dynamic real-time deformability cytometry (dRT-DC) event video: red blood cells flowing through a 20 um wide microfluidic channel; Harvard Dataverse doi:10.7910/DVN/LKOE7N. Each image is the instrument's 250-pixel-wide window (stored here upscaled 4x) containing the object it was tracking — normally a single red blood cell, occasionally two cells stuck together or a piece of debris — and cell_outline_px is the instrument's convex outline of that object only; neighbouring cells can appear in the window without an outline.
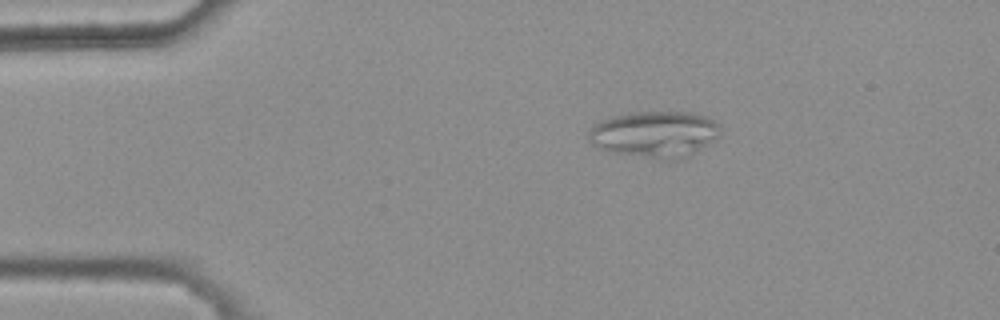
{"species": "common noctule bat (a hibernating species)", "species_latin": "Nyctalus noctula", "temperature_condition": "warm", "stored_images_in_passage": 3, "camera_frame_rate_fps": 3000, "um_per_image_px": 0.085, "animal": {"sex": "female", "body_mass_g": 25.1}, "frame": {"image": 1, "passage_image": 1, "time_ms": 0.0, "image_size_px": [1000, 320], "cell_outline_px": [[720, 136], [688, 156], [676, 160], [660, 160], [612, 152], [600, 148], [592, 144], [588, 140], [588, 132], [592, 124], [612, 116], [632, 112], [692, 112], [704, 116], [720, 124]], "centroid_in_image_um": [55.63, 11.41], "position_along_channel_um": 29.4, "area_um2": 35.78}}